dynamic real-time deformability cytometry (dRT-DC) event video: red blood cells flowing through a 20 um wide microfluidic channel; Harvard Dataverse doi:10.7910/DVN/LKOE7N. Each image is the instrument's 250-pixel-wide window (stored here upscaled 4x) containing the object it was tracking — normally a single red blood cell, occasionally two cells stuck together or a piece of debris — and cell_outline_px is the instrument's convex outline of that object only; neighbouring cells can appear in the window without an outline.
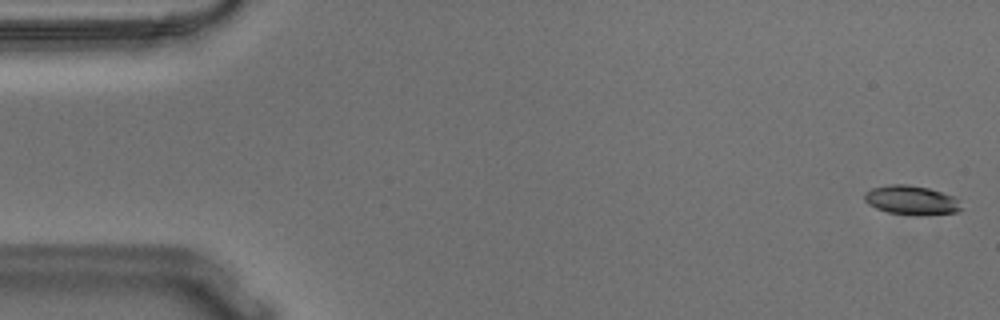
{"species": "Egyptian fruit bat (a non-hibernating species)", "species_latin": "Rousettus aegyptiacus", "temperature_condition": "warm", "stored_images_in_passage": 56, "camera_frame_rate_fps": 3000, "um_per_image_px": 0.085, "animal": {"sex": "male"}, "frame": {"image": 1, "passage_image": 2, "time_ms": 0.333, "image_size_px": [1000, 320], "cell_outline_px": [[964, 208], [956, 212], [920, 216], [916, 216], [888, 212], [876, 208], [868, 204], [864, 200], [864, 192], [872, 188], [892, 184], [908, 184], [928, 188], [956, 196]], "centroid_in_image_um": [77.5, 17.02], "position_along_channel_um": 7.5, "area_um2": 16.76}}
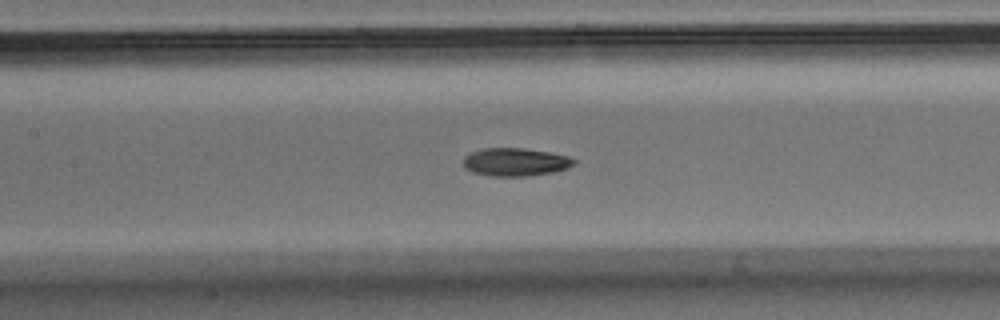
{"frame": {"image": 2, "passage_image": 26, "time_ms": 8.333, "image_size_px": [1000, 320], "cell_outline_px": [[576, 164], [568, 168], [552, 172], [528, 176], [492, 176], [472, 172], [464, 168], [464, 156], [472, 152], [484, 148], [524, 148], [552, 152], [568, 156], [576, 160]], "centroid_in_image_um": [43.83, 13.77], "position_along_channel_um": 163.6, "area_um2": 18.21}}
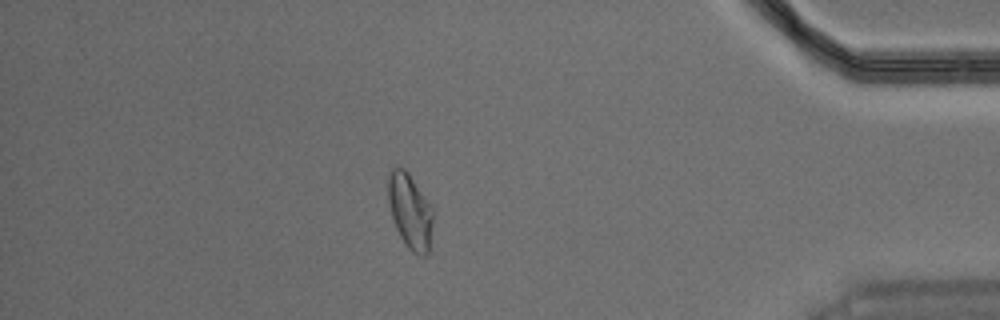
{"frame": {"image": 3, "passage_image": 49, "time_ms": 16.0, "image_size_px": [1000, 320], "cell_outline_px": [[432, 224], [428, 252], [424, 256], [420, 256], [412, 252], [408, 248], [400, 236], [396, 228], [392, 216], [388, 200], [388, 176], [392, 168], [404, 168], [408, 172], [432, 208]], "centroid_in_image_um": [34.84, 17.96], "position_along_channel_um": 400.4, "area_um2": 19.25}, "authors_computed_cell_mechanics": {"area_um2": 18.207, "velocity_mm_per_s": 3.629, "shape_relaxation_time_tau1_ms": 4.9559, "shape_relaxation_time_tau2_ms": 8.0529, "deformation_change_tau1": 0.1774, "deformation_change_tau2": 0.1002}}